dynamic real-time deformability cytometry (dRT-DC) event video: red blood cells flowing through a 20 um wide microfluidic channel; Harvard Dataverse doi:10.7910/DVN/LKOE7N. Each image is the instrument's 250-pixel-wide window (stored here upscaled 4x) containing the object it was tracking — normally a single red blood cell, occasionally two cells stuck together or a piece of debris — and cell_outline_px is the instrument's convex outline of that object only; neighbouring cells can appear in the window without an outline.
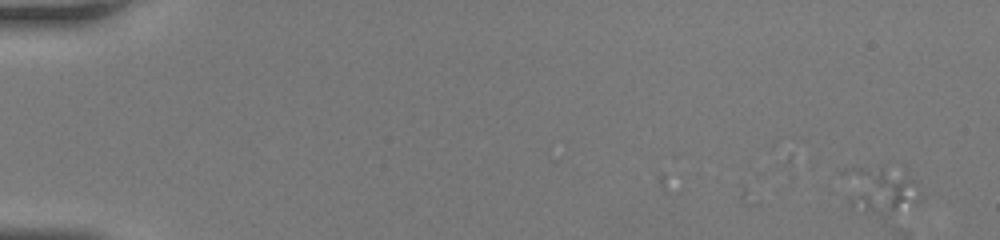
{"species": "human", "species_latin": "Homo sapiens", "temperature_condition": "room temperature", "stored_images_in_passage": 8, "camera_frame_rate_fps": 3000, "um_per_image_px": 0.085, "donor": {"sex": "female"}, "frame": {"image": 1, "passage_image": 1, "time_ms": 0.0, "image_size_px": [1000, 240], "cell_outline_px": [[924, 196], [916, 204], [884, 216], [880, 216], [848, 200], [848, 196], [852, 168], [880, 164], [908, 176], [924, 192]], "centroid_in_image_um": [75.03, 16.13], "position_along_channel_um": 10.0, "area_um2": 19.94}}